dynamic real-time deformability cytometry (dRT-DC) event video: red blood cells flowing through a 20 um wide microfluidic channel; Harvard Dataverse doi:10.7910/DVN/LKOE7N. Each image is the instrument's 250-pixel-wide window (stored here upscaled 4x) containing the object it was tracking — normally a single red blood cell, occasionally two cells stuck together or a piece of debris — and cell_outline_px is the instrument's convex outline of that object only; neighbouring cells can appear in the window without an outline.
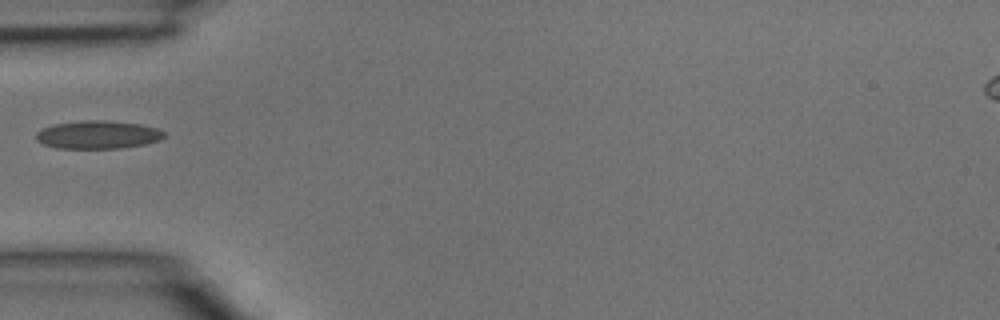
{"species": "common noctule bat (a hibernating species)", "species_latin": "Nyctalus noctula", "temperature_condition": "room temperature", "stored_images_in_passage": 3, "camera_frame_rate_fps": 3000, "um_per_image_px": 0.085, "animal": {"sex": "male", "body_mass_g": 15.6}, "frame": {"image": 1, "passage_image": 3, "time_ms": 0.667, "image_size_px": [1000, 320], "cell_outline_px": [[164, 136], [160, 140], [144, 144], [120, 148], [56, 148], [44, 144], [36, 140], [36, 132], [40, 128], [52, 124], [84, 120], [104, 120], [140, 124], [156, 128], [164, 132]], "centroid_in_image_um": [8.27, 11.44], "position_along_channel_um": 76.7, "area_um2": 20.98}}